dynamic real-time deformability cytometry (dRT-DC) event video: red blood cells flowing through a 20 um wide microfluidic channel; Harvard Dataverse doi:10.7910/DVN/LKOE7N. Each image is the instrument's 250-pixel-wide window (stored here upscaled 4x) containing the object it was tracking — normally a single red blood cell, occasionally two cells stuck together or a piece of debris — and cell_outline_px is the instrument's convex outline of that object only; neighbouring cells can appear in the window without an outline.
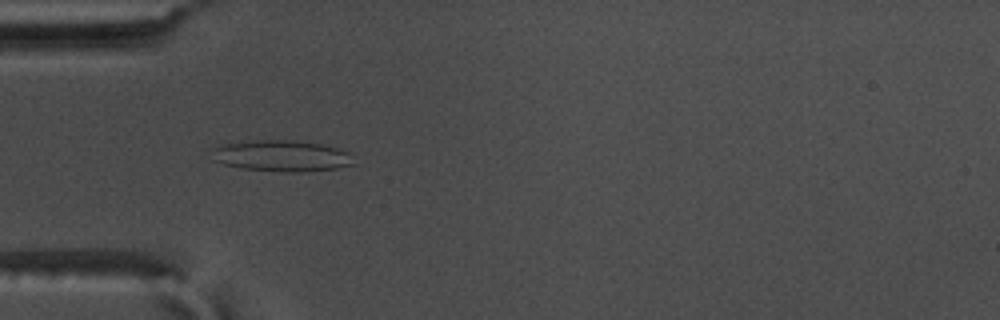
{"species": "common noctule bat (a hibernating species)", "species_latin": "Nyctalus noctula", "temperature_condition": "warm", "stored_images_in_passage": 13, "camera_frame_rate_fps": 3000, "um_per_image_px": 0.085, "animal": {"sex": "male", "body_mass_g": 17.5, "forearm_length_mm": 52.3}, "frame": {"image": 1, "passage_image": 6, "time_ms": 1.667, "image_size_px": [1000, 320], "cell_outline_px": [[356, 164], [336, 168], [304, 172], [284, 172], [244, 168], [224, 164], [212, 160], [208, 148], [224, 144], [260, 140], [292, 140], [324, 144], [340, 148], [348, 152]], "centroid_in_image_um": [23.92, 13.24], "position_along_channel_um": 61.1, "area_um2": 26.07}}